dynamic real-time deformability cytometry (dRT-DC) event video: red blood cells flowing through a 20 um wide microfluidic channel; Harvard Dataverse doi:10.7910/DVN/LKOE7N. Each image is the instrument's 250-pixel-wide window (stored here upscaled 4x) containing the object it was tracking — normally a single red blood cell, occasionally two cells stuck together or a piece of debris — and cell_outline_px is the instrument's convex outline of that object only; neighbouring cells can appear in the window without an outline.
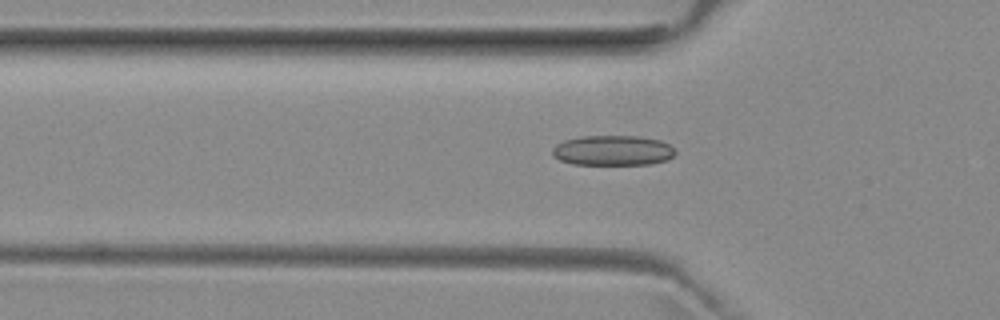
{"species": "common noctule bat (a hibernating species)", "species_latin": "Nyctalus noctula", "temperature_condition": "room temperature", "stored_images_in_passage": 36, "camera_frame_rate_fps": 3000, "um_per_image_px": 0.085, "animal": {"sex": "female", "body_mass_g": 29.2, "forearm_length_mm": 56.3}, "frame": {"image": 1, "passage_image": 5, "time_ms": 1.333, "image_size_px": [1000, 320], "cell_outline_px": [[676, 152], [668, 160], [648, 164], [572, 164], [560, 160], [552, 156], [552, 148], [556, 144], [564, 140], [580, 136], [640, 136], [660, 140], [668, 144]], "centroid_in_image_um": [52.05, 12.78], "position_along_channel_um": 73.7, "area_um2": 21.62}}
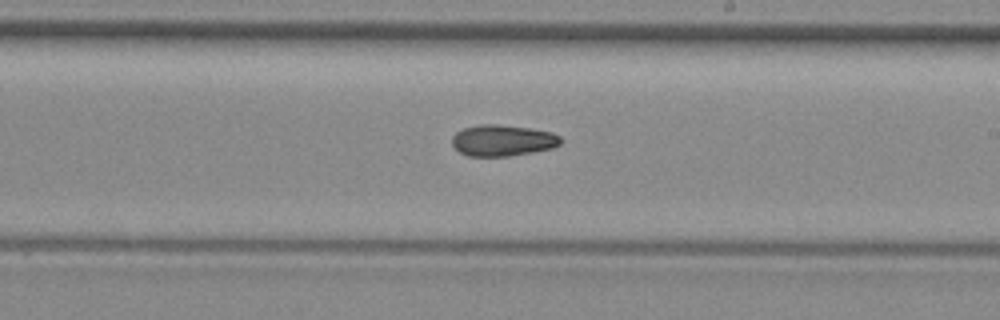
{"frame": {"image": 2, "passage_image": 18, "time_ms": 5.667, "image_size_px": [1000, 320], "cell_outline_px": [[560, 144], [552, 148], [532, 152], [508, 156], [468, 156], [460, 152], [452, 144], [452, 136], [456, 132], [464, 128], [480, 124], [496, 124], [528, 128], [552, 132], [560, 136]], "centroid_in_image_um": [42.71, 11.93], "position_along_channel_um": 246.3, "area_um2": 19.65}}
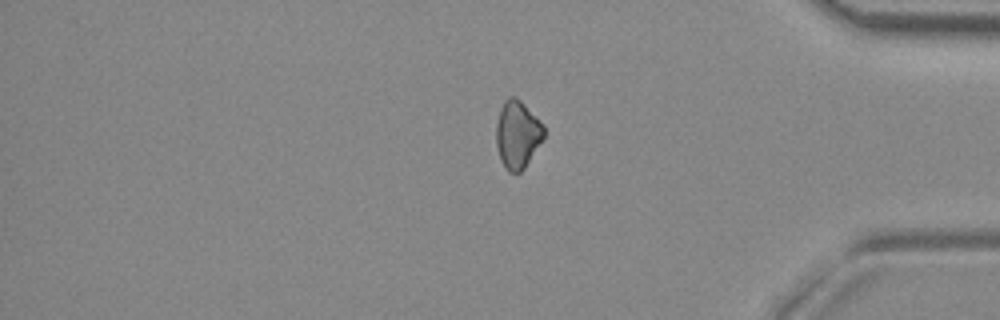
{"frame": {"image": 3, "passage_image": 31, "time_ms": 10.0, "image_size_px": [1000, 320], "cell_outline_px": [[544, 136], [524, 168], [520, 172], [508, 172], [504, 168], [500, 160], [496, 144], [496, 124], [504, 100], [508, 96], [512, 96], [520, 100], [544, 124]], "centroid_in_image_um": [43.97, 11.43], "position_along_channel_um": 391.2, "area_um2": 18.67}}